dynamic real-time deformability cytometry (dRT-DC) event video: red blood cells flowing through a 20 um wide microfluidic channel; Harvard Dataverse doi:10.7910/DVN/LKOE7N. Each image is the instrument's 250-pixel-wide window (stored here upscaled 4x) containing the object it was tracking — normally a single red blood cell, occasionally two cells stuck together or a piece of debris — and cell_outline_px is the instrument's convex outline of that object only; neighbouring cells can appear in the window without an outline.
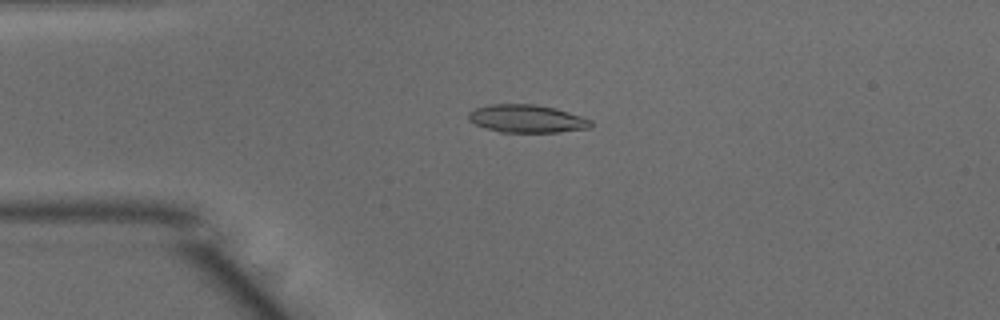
{"species": "common noctule bat (a hibernating species)", "species_latin": "Nyctalus noctula", "temperature_condition": "warm", "stored_images_in_passage": 50, "camera_frame_rate_fps": 3000, "um_per_image_px": 0.085, "animal": {"sex": "male", "body_mass_g": 15.6}, "frame": {"image": 1, "passage_image": 12, "time_ms": 3.667, "image_size_px": [1000, 320], "cell_outline_px": [[592, 124], [588, 128], [560, 132], [500, 132], [476, 124], [468, 120], [468, 112], [476, 108], [488, 104], [536, 104], [556, 108], [592, 120]], "centroid_in_image_um": [44.77, 10.08], "position_along_channel_um": 40.2, "area_um2": 19.83}}
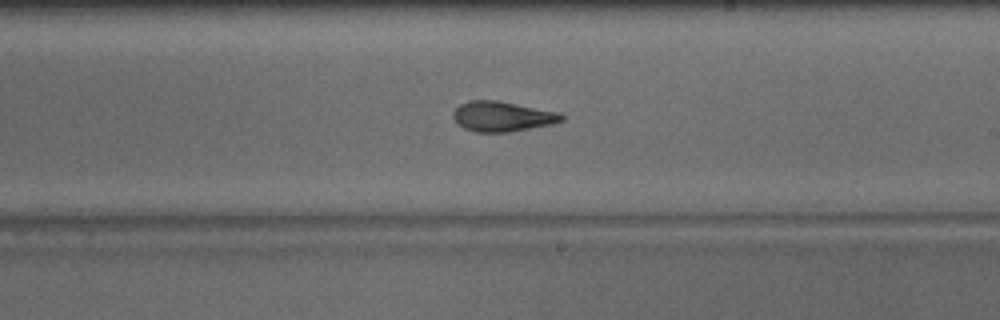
{"frame": {"image": 2, "passage_image": 29, "time_ms": 9.333, "image_size_px": [1000, 320], "cell_outline_px": [[564, 120], [552, 124], [508, 132], [476, 132], [464, 128], [456, 124], [452, 116], [452, 112], [460, 104], [468, 100], [496, 100], [556, 112], [564, 116]], "centroid_in_image_um": [42.62, 9.9], "position_along_channel_um": 246.4, "area_um2": 18.9}}
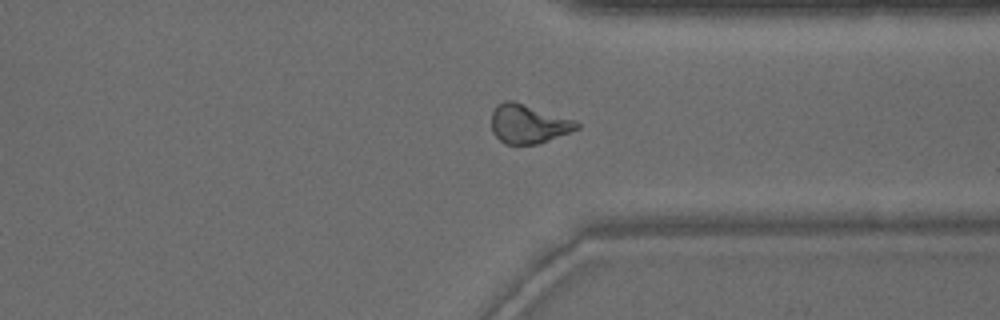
{"frame": {"image": 3, "passage_image": 38, "time_ms": 12.333, "image_size_px": [1000, 320], "cell_outline_px": [[580, 128], [540, 144], [504, 144], [492, 132], [492, 112], [496, 104], [504, 100], [512, 100], [576, 120], [580, 124]], "centroid_in_image_um": [44.91, 10.53], "position_along_channel_um": 366.5, "area_um2": 19.54}, "authors_computed_cell_mechanics": {"area_um2": 19.5364, "velocity_mm_per_s": 4.031, "shape_relaxation_time_tau1_ms": 9.0021, "shape_relaxation_time_tau2_ms": 2.1388, "deformation_change_tau1": 0.2611, "deformation_change_tau2": 0.1113}}